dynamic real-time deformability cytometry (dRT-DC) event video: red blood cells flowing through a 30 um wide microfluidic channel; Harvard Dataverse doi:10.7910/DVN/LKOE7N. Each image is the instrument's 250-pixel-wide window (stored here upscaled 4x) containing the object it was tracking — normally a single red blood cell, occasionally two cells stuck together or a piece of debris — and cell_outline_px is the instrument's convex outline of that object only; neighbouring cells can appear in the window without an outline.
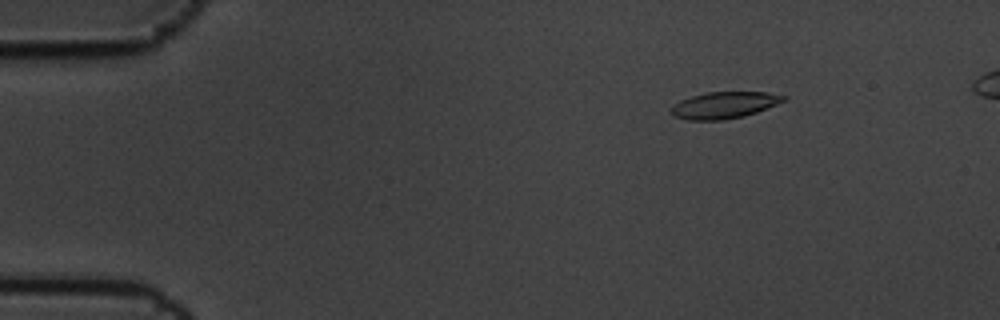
{"species": "common noctule bat (a hibernating species)", "species_latin": "Nyctalus noctula", "temperature_condition": "cold", "stored_images_in_passage": 5, "camera_frame_rate_fps": 3000, "um_per_image_px": 0.085, "animal": {"sex": "male", "body_mass_g": 19.5, "forearm_length_mm": 54.6}, "frame": {"image": 1, "passage_image": 2, "time_ms": 0.333, "image_size_px": [1000, 320], "cell_outline_px": [[788, 100], [756, 112], [744, 116], [724, 120], [688, 120], [672, 116], [668, 112], [680, 100], [704, 92], [768, 92], [788, 96]], "centroid_in_image_um": [61.57, 8.93], "position_along_channel_um": 23.4, "area_um2": 17.63}}